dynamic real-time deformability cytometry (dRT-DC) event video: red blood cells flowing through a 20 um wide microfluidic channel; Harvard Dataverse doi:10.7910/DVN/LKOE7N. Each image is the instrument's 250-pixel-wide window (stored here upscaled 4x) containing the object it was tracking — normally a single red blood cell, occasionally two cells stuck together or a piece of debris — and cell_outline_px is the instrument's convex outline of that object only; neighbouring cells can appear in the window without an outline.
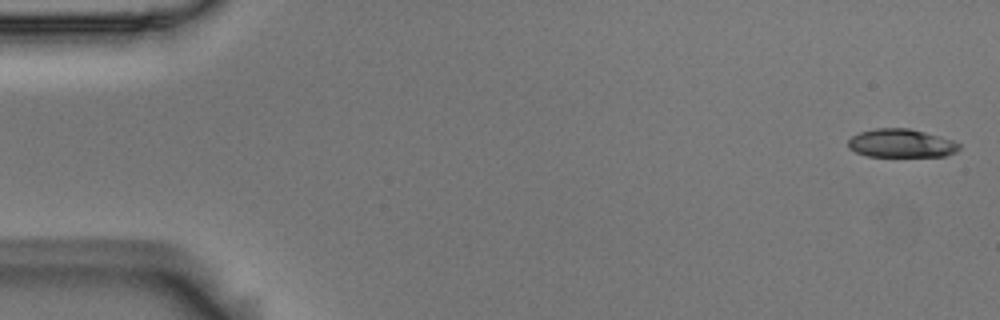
{"species": "Egyptian fruit bat (a non-hibernating species)", "species_latin": "Rousettus aegyptiacus", "temperature_condition": "room temperature", "stored_images_in_passage": 5, "camera_frame_rate_fps": 3000, "um_per_image_px": 0.085, "animal": {"sex": "male"}, "frame": {"image": 1, "passage_image": 1, "time_ms": 0.0, "image_size_px": [1000, 320], "cell_outline_px": [[960, 148], [956, 152], [944, 156], [868, 156], [856, 152], [848, 148], [848, 140], [852, 136], [860, 132], [876, 128], [908, 128], [940, 136], [952, 140], [960, 144]], "centroid_in_image_um": [76.59, 12.18], "position_along_channel_um": 8.4, "area_um2": 18.32}}
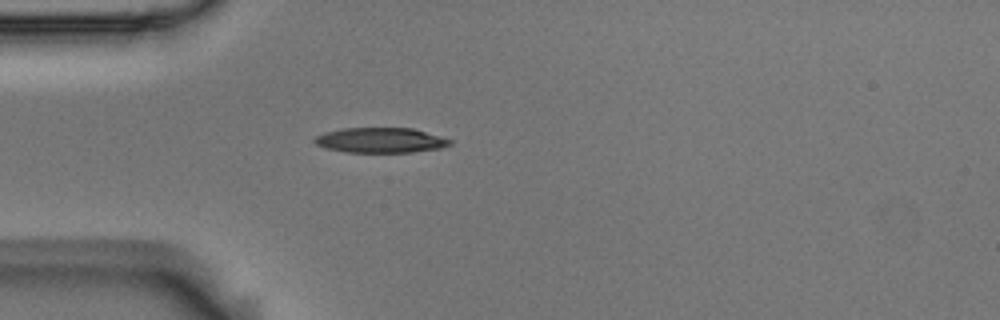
{"frame": {"image": 2, "passage_image": 5, "time_ms": 1.333, "image_size_px": [1000, 320], "cell_outline_px": [[452, 144], [440, 148], [412, 152], [344, 152], [324, 148], [316, 144], [312, 140], [316, 136], [324, 132], [340, 128], [412, 128], [452, 140]], "centroid_in_image_um": [32.29, 11.92], "position_along_channel_um": 52.7, "area_um2": 19.83}}